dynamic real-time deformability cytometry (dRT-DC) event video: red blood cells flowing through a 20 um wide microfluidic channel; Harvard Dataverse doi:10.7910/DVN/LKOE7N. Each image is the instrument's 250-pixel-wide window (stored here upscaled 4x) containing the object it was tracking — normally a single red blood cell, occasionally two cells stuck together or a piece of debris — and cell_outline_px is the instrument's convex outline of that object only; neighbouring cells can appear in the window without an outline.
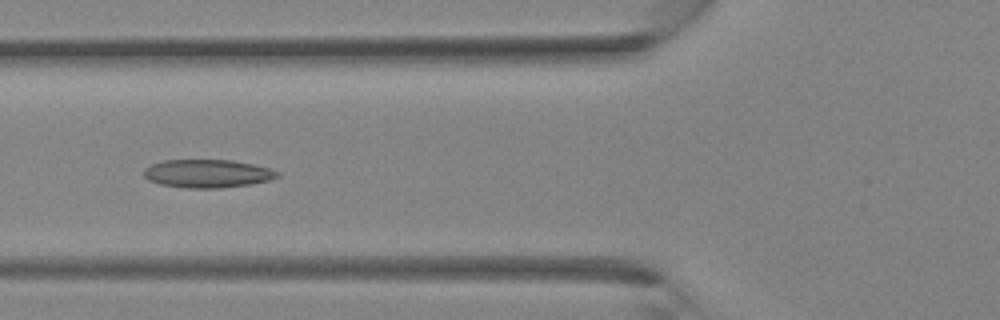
{"species": "Egyptian fruit bat (a non-hibernating species)", "species_latin": "Rousettus aegyptiacus", "temperature_condition": "room temperature", "stored_images_in_passage": 36, "camera_frame_rate_fps": 3000, "um_per_image_px": 0.085, "animal": {"sex": "female"}, "frame": {"image": 1, "passage_image": 14, "time_ms": 4.333, "image_size_px": [1000, 320], "cell_outline_px": [[280, 176], [268, 180], [248, 184], [220, 188], [184, 188], [160, 184], [148, 180], [144, 176], [144, 168], [152, 164], [164, 160], [232, 160], [272, 168], [280, 172]], "centroid_in_image_um": [17.63, 14.75], "position_along_channel_um": 108.2, "area_um2": 21.96}}
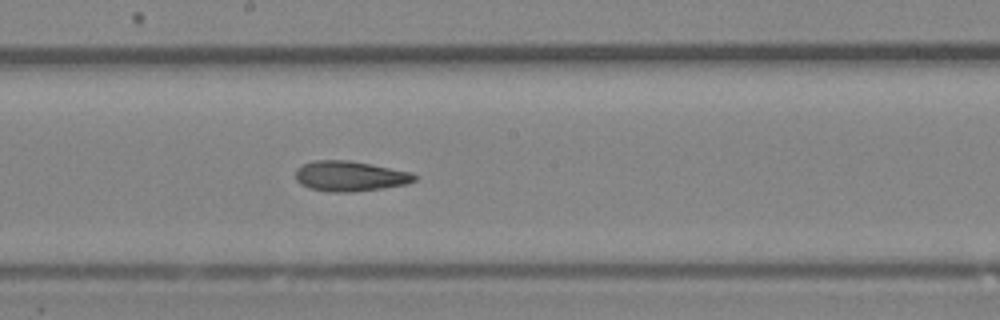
{"frame": {"image": 2, "passage_image": 20, "time_ms": 6.333, "image_size_px": [1000, 320], "cell_outline_px": [[416, 180], [408, 184], [384, 188], [352, 192], [332, 192], [308, 188], [300, 184], [296, 180], [296, 168], [304, 164], [316, 160], [348, 160], [372, 164], [412, 172], [416, 176]], "centroid_in_image_um": [29.76, 14.97], "position_along_channel_um": 218.4, "area_um2": 21.1}}
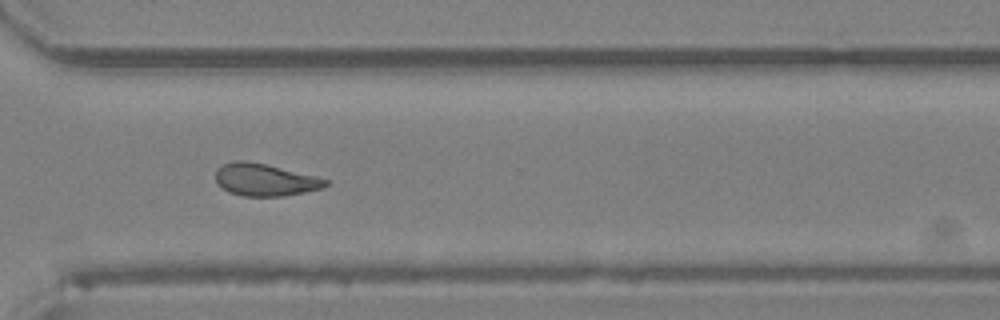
{"frame": {"image": 3, "passage_image": 27, "time_ms": 8.667, "image_size_px": [1000, 320], "cell_outline_px": [[328, 184], [320, 188], [304, 192], [284, 196], [244, 196], [228, 192], [216, 180], [216, 168], [224, 164], [236, 160], [244, 160], [264, 164], [316, 176], [328, 180]], "centroid_in_image_um": [22.5, 15.28], "position_along_channel_um": 348.1, "area_um2": 20.35}}